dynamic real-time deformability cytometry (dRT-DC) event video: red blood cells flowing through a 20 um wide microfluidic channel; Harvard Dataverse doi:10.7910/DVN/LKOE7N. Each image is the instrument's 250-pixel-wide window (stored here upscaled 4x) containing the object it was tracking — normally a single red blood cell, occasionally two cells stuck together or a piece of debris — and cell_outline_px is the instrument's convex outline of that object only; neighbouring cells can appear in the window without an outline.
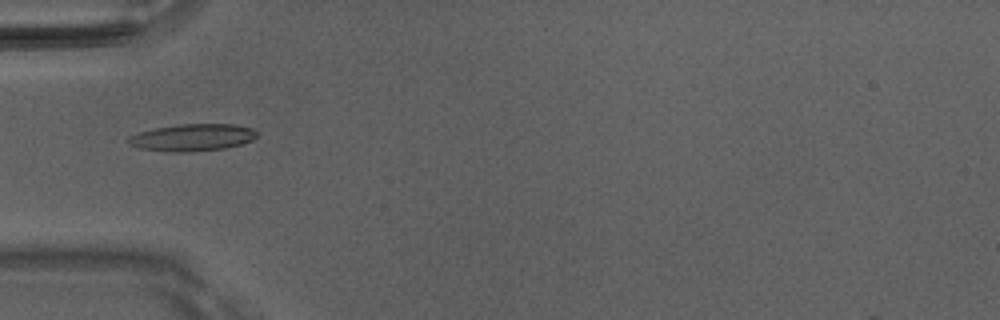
{"species": "Egyptian fruit bat (a non-hibernating species)", "species_latin": "Rousettus aegyptiacus", "temperature_condition": "room temperature", "stored_images_in_passage": 38, "camera_frame_rate_fps": 3000, "um_per_image_px": 0.085, "animal": {"sex": "male"}, "frame": {"image": 1, "passage_image": 5, "time_ms": 1.333, "image_size_px": [1000, 320], "cell_outline_px": [[256, 136], [252, 140], [240, 144], [224, 148], [188, 152], [168, 152], [140, 148], [128, 144], [124, 140], [128, 136], [140, 132], [156, 128], [180, 124], [236, 124], [252, 128], [256, 132]], "centroid_in_image_um": [16.31, 11.68], "position_along_channel_um": 68.7, "area_um2": 20.29}}
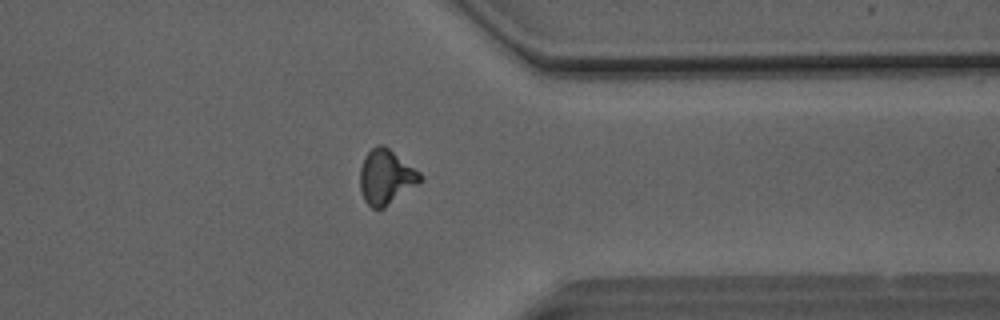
{"frame": {"image": 2, "passage_image": 28, "time_ms": 9.0, "image_size_px": [1000, 320], "cell_outline_px": [[424, 176], [416, 184], [384, 208], [372, 208], [364, 200], [360, 188], [360, 168], [364, 156], [376, 144], [384, 144], [420, 172]], "centroid_in_image_um": [32.78, 15.01], "position_along_channel_um": 378.6, "area_um2": 19.02}}
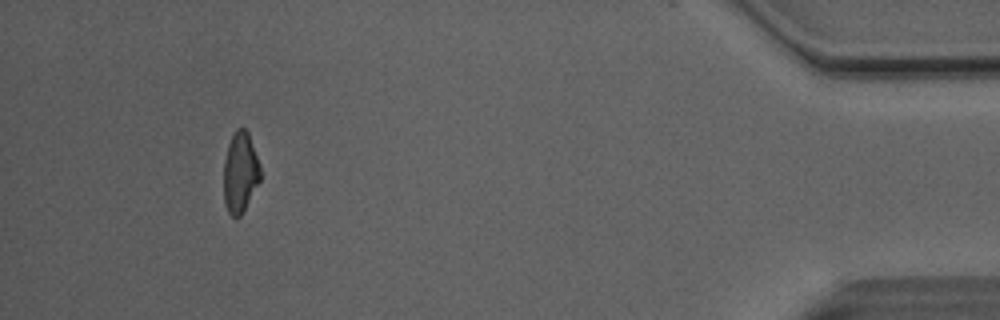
{"frame": {"image": 3, "passage_image": 35, "time_ms": 11.333, "image_size_px": [1000, 320], "cell_outline_px": [[260, 180], [240, 216], [236, 220], [228, 212], [224, 204], [224, 160], [228, 144], [236, 128], [244, 128], [248, 132], [260, 164]], "centroid_in_image_um": [20.41, 14.66], "position_along_channel_um": 414.8, "area_um2": 17.17}, "authors_computed_cell_mechanics": {"area_um2": 18.207, "velocity_mm_per_s": 4.1293, "shape_relaxation_time_tau1_ms": 6.365, "shape_relaxation_time_tau2_ms": 3.2028, "deformation_change_tau1": 0.1998, "deformation_change_tau2": 0.11}}